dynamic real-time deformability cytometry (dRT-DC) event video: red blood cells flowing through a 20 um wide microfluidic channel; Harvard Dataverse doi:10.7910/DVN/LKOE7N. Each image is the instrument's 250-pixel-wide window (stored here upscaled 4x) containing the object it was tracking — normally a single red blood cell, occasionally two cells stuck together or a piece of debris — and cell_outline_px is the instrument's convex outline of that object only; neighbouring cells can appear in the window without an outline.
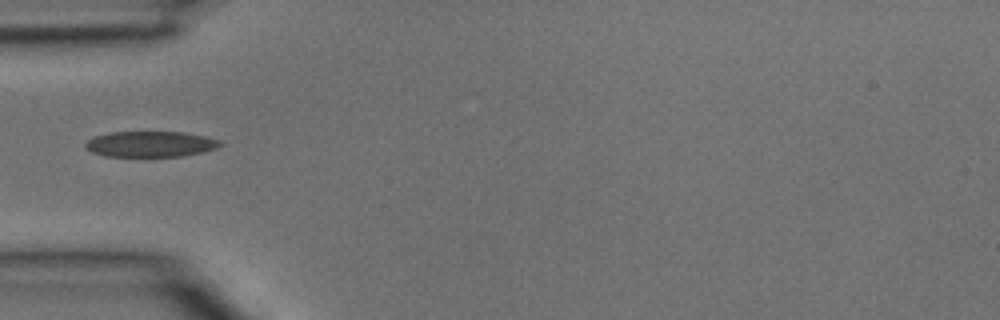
{"species": "common noctule bat (a hibernating species)", "species_latin": "Nyctalus noctula", "temperature_condition": "room temperature", "stored_images_in_passage": 4, "camera_frame_rate_fps": 3000, "um_per_image_px": 0.085, "animal": {"sex": "male", "body_mass_g": 15.6}, "frame": {"image": 1, "passage_image": 4, "time_ms": 1.0, "image_size_px": [1000, 320], "cell_outline_px": [[224, 144], [216, 148], [204, 152], [180, 156], [104, 156], [92, 152], [84, 148], [84, 144], [92, 136], [108, 132], [184, 132], [204, 136], [220, 140]], "centroid_in_image_um": [12.76, 12.24], "position_along_channel_um": 72.2, "area_um2": 20.35}}